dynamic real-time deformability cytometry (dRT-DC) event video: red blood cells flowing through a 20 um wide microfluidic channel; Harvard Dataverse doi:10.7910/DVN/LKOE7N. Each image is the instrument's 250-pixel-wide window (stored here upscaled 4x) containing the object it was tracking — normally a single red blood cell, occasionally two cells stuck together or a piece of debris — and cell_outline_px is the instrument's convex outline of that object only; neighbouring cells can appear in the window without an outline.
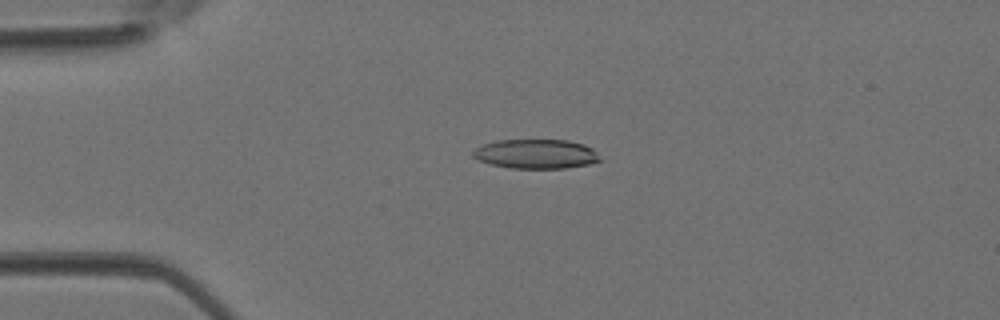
{"species": "Egyptian fruit bat (a non-hibernating species)", "species_latin": "Rousettus aegyptiacus", "temperature_condition": "room temperature", "stored_images_in_passage": 35, "camera_frame_rate_fps": 3000, "um_per_image_px": 0.085, "animal": {"sex": "female"}, "frame": {"image": 1, "passage_image": 2, "time_ms": 0.333, "image_size_px": [1000, 320], "cell_outline_px": [[600, 160], [588, 164], [564, 168], [512, 168], [492, 164], [476, 160], [472, 156], [472, 152], [476, 148], [484, 144], [496, 140], [568, 140], [584, 144], [592, 148], [596, 152]], "centroid_in_image_um": [45.53, 13.08], "position_along_channel_um": 39.5, "area_um2": 21.62}}
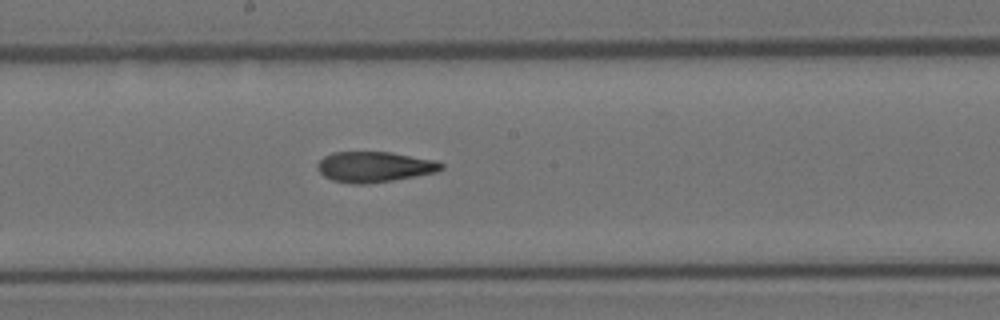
{"frame": {"image": 2, "passage_image": 15, "time_ms": 4.667, "image_size_px": [1000, 320], "cell_outline_px": [[444, 168], [436, 172], [392, 180], [364, 184], [352, 184], [332, 180], [324, 176], [316, 168], [316, 164], [324, 156], [332, 152], [392, 152], [436, 160], [444, 164]], "centroid_in_image_um": [31.81, 14.17], "position_along_channel_um": 216.4, "area_um2": 22.08}}
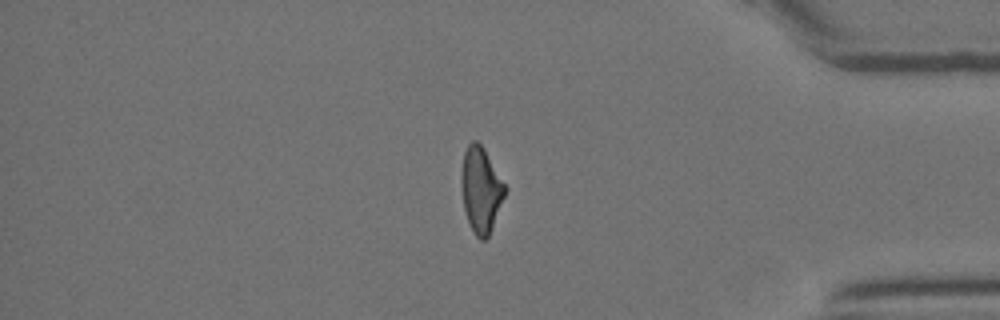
{"frame": {"image": 3, "passage_image": 28, "time_ms": 9.0, "image_size_px": [1000, 320], "cell_outline_px": [[508, 188], [488, 236], [484, 240], [480, 240], [476, 236], [468, 224], [464, 208], [460, 180], [460, 176], [464, 152], [468, 144], [472, 140], [476, 140], [484, 148]], "centroid_in_image_um": [40.87, 16.11], "position_along_channel_um": 394.3, "area_um2": 21.85}}